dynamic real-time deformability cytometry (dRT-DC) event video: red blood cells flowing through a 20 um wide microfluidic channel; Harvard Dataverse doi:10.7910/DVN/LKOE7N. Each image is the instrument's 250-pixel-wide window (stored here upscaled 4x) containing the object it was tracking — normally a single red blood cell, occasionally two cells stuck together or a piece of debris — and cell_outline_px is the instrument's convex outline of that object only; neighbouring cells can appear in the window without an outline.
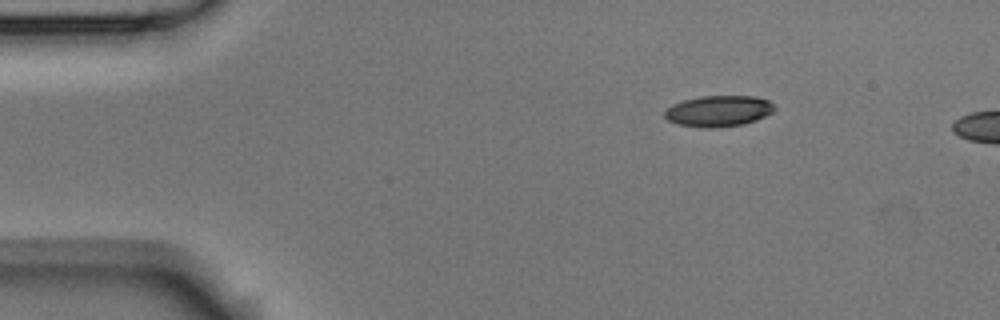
{"species": "Egyptian fruit bat (a non-hibernating species)", "species_latin": "Rousettus aegyptiacus", "temperature_condition": "room temperature", "stored_images_in_passage": 5, "camera_frame_rate_fps": 3000, "um_per_image_px": 0.085, "animal": {"sex": "male"}, "frame": {"image": 1, "passage_image": 1, "time_ms": 0.0, "image_size_px": [1000, 320], "cell_outline_px": [[776, 108], [772, 112], [756, 120], [744, 124], [720, 128], [700, 128], [676, 124], [668, 120], [664, 116], [664, 108], [672, 104], [684, 100], [700, 96], [756, 96], [768, 100]], "centroid_in_image_um": [61.03, 9.45], "position_along_channel_um": 24.0, "area_um2": 20.17}}